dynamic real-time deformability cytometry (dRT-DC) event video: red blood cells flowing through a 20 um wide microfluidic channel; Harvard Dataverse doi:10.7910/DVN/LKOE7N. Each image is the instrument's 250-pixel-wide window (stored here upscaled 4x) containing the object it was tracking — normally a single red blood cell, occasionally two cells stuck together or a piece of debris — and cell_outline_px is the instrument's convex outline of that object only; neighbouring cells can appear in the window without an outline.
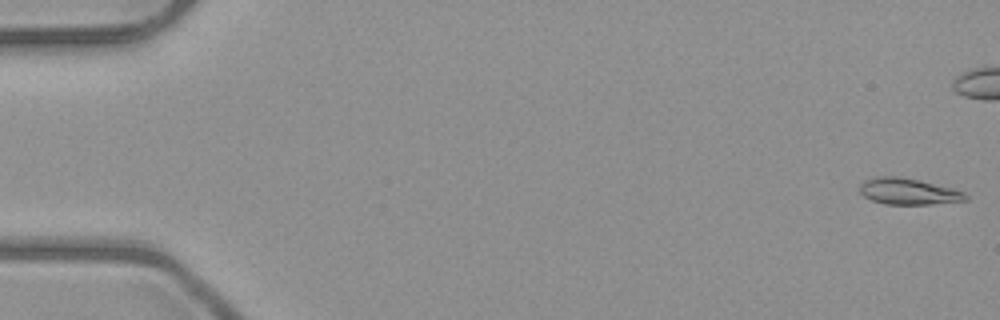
{"species": "common noctule bat (a hibernating species)", "species_latin": "Nyctalus noctula", "temperature_condition": "room temperature", "stored_images_in_passage": 6, "camera_frame_rate_fps": 3000, "um_per_image_px": 0.085, "animal": {"sex": "male", "body_mass_g": 23.1, "forearm_length_mm": 52.7}, "frame": {"image": 1, "passage_image": 1, "time_ms": 0.0, "image_size_px": [1000, 320], "cell_outline_px": [[968, 200], [932, 204], [884, 204], [872, 200], [864, 196], [860, 192], [860, 184], [864, 180], [872, 176], [896, 176], [920, 180], [952, 188], [964, 192], [968, 196]], "centroid_in_image_um": [77.19, 16.26], "position_along_channel_um": 7.8, "area_um2": 16.3}}
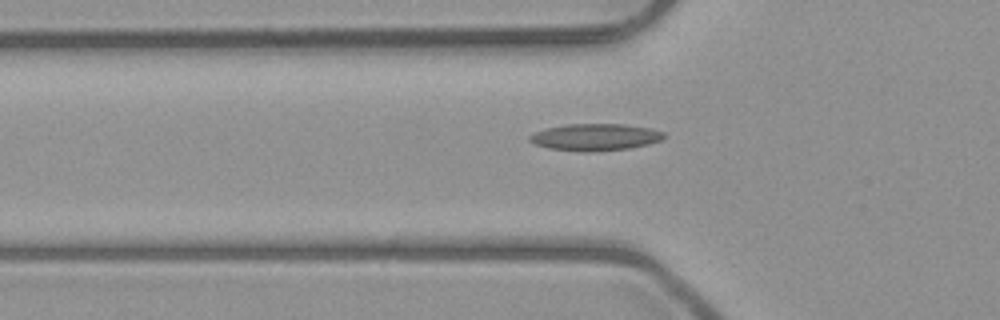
{"frame": {"image": 2, "passage_image": 6, "time_ms": 7.0, "image_size_px": [1000, 320], "cell_outline_px": [[664, 136], [660, 140], [648, 144], [628, 148], [596, 152], [580, 152], [548, 148], [536, 144], [528, 140], [528, 136], [536, 132], [548, 128], [568, 124], [624, 124], [648, 128], [664, 132]], "centroid_in_image_um": [50.57, 11.66], "position_along_channel_um": 75.2, "area_um2": 20.92}}